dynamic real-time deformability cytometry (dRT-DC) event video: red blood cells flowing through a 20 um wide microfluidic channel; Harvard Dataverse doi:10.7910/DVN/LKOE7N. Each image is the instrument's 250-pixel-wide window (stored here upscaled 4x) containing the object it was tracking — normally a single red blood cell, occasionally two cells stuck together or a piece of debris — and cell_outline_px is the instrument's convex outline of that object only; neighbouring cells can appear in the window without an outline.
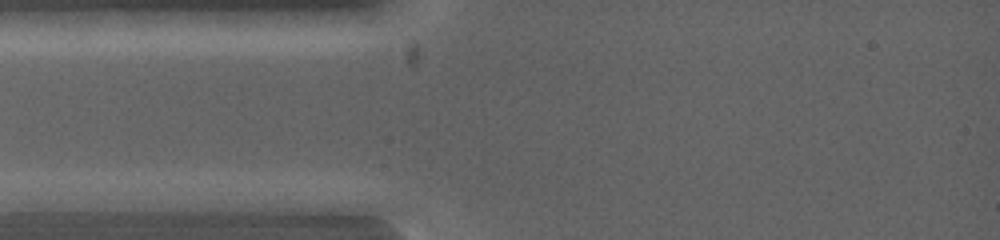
{"species": "common noctule bat (a hibernating species)", "species_latin": "Nyctalus noctula", "temperature_condition": "warm", "stored_images_in_passage": 2, "camera_frame_rate_fps": 5000, "um_per_image_px": 0.085, "animal": {"sex": "female", "body_mass_g": 19.0, "forearm_length_mm": 53.3}, "frame": {"image": 1, "passage_image": 1, "time_ms": 0.0, "image_size_px": [1000, 240], "cell_outline_px": [[124, 200], [84, 212], [20, 212], [12, 200], [24, 192], [68, 192]], "centroid_in_image_um": [5.09, 17.18], "position_along_channel_um": 79.9, "area_um2": 12.14}}